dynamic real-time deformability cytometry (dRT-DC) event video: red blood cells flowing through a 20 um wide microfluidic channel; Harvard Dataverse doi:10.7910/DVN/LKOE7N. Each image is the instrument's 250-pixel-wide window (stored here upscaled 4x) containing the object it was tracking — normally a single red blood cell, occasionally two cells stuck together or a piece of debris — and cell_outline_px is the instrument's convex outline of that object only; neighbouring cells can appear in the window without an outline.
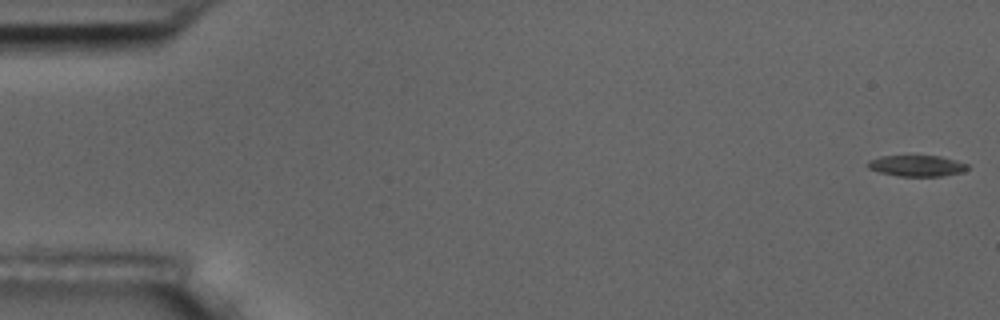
{"species": "common noctule bat (a hibernating species)", "species_latin": "Nyctalus noctula", "temperature_condition": "room temperature", "stored_images_in_passage": 6, "camera_frame_rate_fps": 3000, "um_per_image_px": 0.085, "animal": {"sex": "male", "body_mass_g": 17.5, "forearm_length_mm": 52.3}, "frame": {"image": 1, "passage_image": 1, "time_ms": 0.0, "image_size_px": [1000, 320], "cell_outline_px": [[968, 168], [964, 172], [940, 176], [900, 176], [880, 172], [868, 168], [868, 160], [880, 156], [940, 156], [956, 160], [968, 164]], "centroid_in_image_um": [77.95, 14.09], "position_along_channel_um": 7.1, "area_um2": 12.2}}
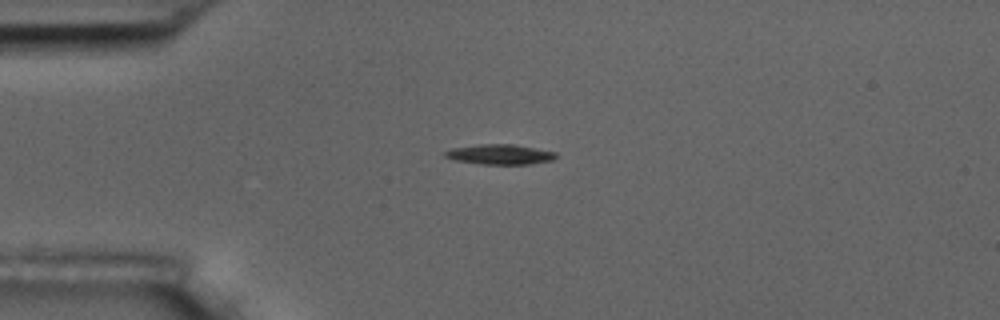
{"frame": {"image": 2, "passage_image": 4, "time_ms": 4.333, "image_size_px": [1000, 320], "cell_outline_px": [[556, 156], [552, 160], [532, 164], [480, 164], [456, 160], [444, 156], [444, 152], [452, 148], [480, 144], [516, 144], [556, 152]], "centroid_in_image_um": [42.51, 13.12], "position_along_channel_um": 42.5, "area_um2": 12.95}}